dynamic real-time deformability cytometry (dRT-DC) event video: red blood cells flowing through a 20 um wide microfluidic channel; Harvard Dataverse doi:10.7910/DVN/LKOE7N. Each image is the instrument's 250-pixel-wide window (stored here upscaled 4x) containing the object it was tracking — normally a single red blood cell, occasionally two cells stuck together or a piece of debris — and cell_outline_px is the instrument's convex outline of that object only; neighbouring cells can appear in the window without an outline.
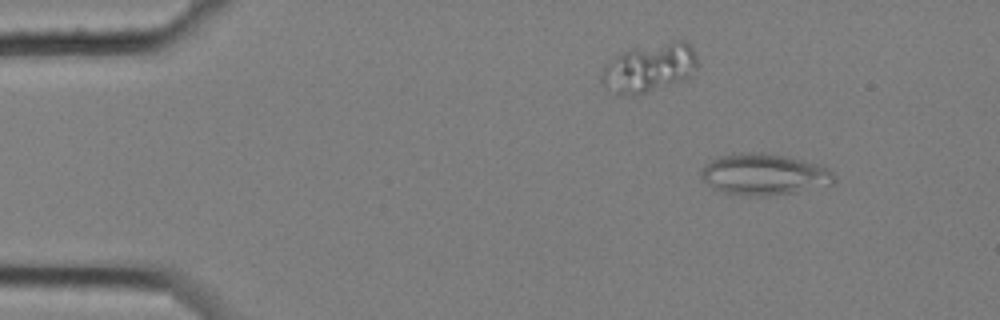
{"species": "common noctule bat (a hibernating species)", "species_latin": "Nyctalus noctula", "temperature_condition": "cold", "stored_images_in_passage": 6, "camera_frame_rate_fps": 3000, "um_per_image_px": 0.085, "animal": {"sex": "female", "body_mass_g": 25.1}, "frame": {"image": 1, "passage_image": 2, "time_ms": 0.333, "image_size_px": [1000, 320], "cell_outline_px": [[836, 180], [832, 184], [796, 192], [768, 196], [760, 196], [724, 192], [712, 188], [700, 176], [700, 172], [704, 164], [720, 156], [740, 152], [760, 152], [824, 164], [836, 176]], "centroid_in_image_um": [64.97, 14.81], "position_along_channel_um": 20.0, "area_um2": 32.08}}